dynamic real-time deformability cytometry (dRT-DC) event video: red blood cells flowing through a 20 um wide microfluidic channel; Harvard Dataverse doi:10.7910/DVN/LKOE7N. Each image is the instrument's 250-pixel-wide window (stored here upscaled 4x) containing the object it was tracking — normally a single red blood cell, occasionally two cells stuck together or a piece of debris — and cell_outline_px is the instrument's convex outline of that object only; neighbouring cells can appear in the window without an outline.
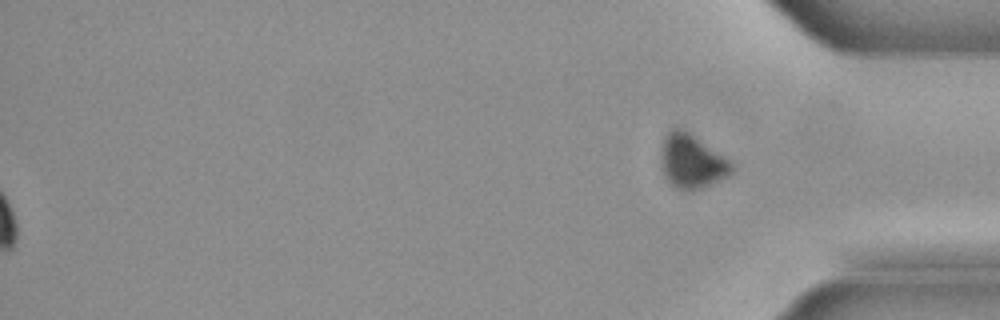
{"species": "common noctule bat (a hibernating species)", "species_latin": "Nyctalus noctula", "temperature_condition": "cold", "stored_images_in_passage": 52, "segment_of_instrument_passage": [2, 2], "camera_frame_rate_fps": 3000, "um_per_image_px": 0.085, "animal": {"sex": "male", "body_mass_g": 21.5, "forearm_length_mm": 52.0}, "frame": {"image": 1, "passage_image": 52, "time_ms": 17.0, "image_size_px": [1000, 320], "cell_outline_px": [[732, 172], [728, 176], [700, 188], [676, 188], [668, 180], [664, 172], [660, 156], [660, 152], [664, 136], [672, 128], [684, 128], [724, 156], [732, 164]], "centroid_in_image_um": [58.78, 13.66], "position_along_channel_um": 376.4, "area_um2": 21.73}}